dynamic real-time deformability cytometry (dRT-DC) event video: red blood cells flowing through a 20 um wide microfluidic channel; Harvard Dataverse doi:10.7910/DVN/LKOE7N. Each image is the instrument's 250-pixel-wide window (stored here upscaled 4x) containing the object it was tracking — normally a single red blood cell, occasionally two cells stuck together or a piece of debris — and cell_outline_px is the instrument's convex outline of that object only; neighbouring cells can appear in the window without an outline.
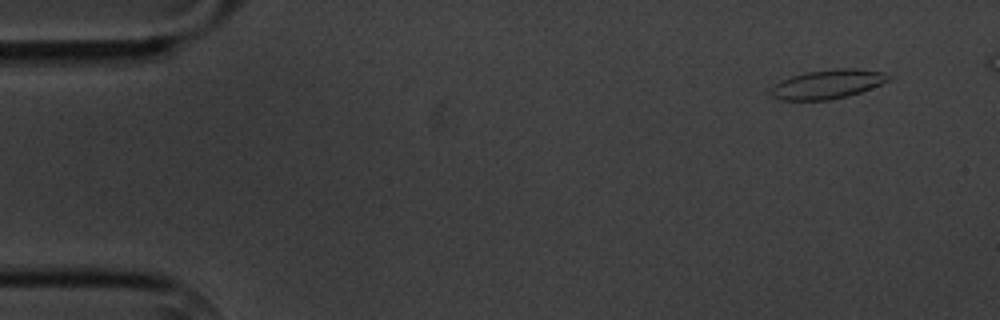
{"species": "common noctule bat (a hibernating species)", "species_latin": "Nyctalus noctula", "temperature_condition": "cold", "stored_images_in_passage": 6, "camera_frame_rate_fps": 3000, "um_per_image_px": 0.085, "animal": {"sex": "male", "body_mass_g": 20.1, "forearm_length_mm": 53.5}, "frame": {"image": 1, "passage_image": 1, "time_ms": 0.0, "image_size_px": [1000, 320], "cell_outline_px": [[892, 76], [888, 80], [880, 84], [860, 92], [848, 96], [828, 100], [780, 100], [772, 96], [768, 92], [776, 84], [792, 76], [804, 72], [836, 68], [856, 68], [884, 72]], "centroid_in_image_um": [70.35, 7.15], "position_along_channel_um": 14.7, "area_um2": 19.88}}
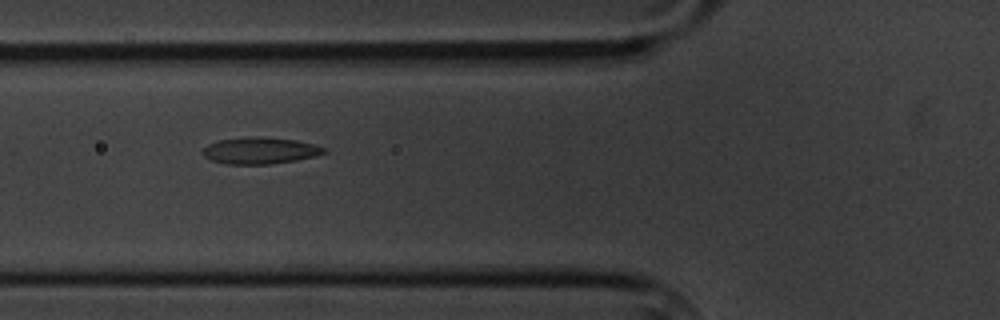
{"frame": {"image": 2, "passage_image": 6, "time_ms": 5.667, "image_size_px": [1000, 320], "cell_outline_px": [[328, 152], [316, 156], [296, 160], [272, 164], [224, 164], [212, 160], [204, 156], [200, 152], [208, 144], [220, 140], [256, 136], [296, 140], [328, 148]], "centroid_in_image_um": [22.12, 12.81], "position_along_channel_um": 103.7, "area_um2": 18.84}}